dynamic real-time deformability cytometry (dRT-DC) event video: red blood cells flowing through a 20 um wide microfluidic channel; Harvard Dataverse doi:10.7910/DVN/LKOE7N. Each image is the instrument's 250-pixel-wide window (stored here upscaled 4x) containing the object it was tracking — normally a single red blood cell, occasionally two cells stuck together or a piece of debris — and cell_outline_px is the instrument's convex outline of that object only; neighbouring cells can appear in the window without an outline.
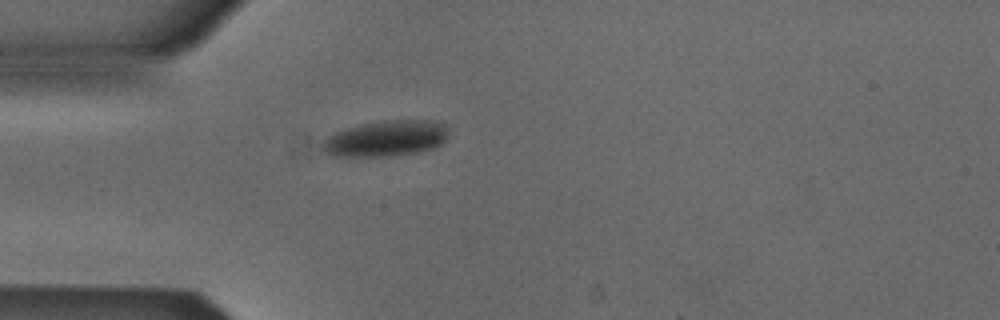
{"species": "Egyptian fruit bat (a non-hibernating species)", "species_latin": "Rousettus aegyptiacus", "temperature_condition": "cold", "stored_images_in_passage": 39, "camera_frame_rate_fps": 3000, "um_per_image_px": 0.085, "animal": {"sex": "male"}, "frame": {"image": 1, "passage_image": 1, "time_ms": 0.0, "image_size_px": [1000, 320], "cell_outline_px": [[448, 136], [440, 144], [432, 148], [416, 152], [380, 156], [332, 156], [320, 152], [320, 144], [328, 136], [336, 132], [360, 124], [384, 120], [440, 120], [448, 124]], "centroid_in_image_um": [32.8, 11.75], "position_along_channel_um": 52.2, "area_um2": 26.59}}
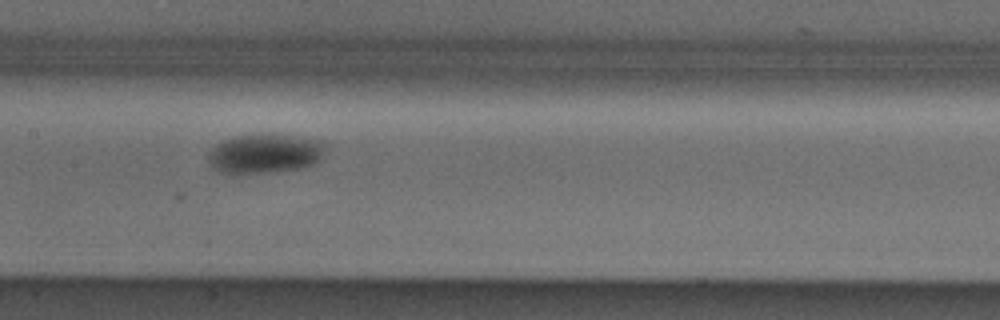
{"frame": {"image": 2, "passage_image": 12, "time_ms": 3.667, "image_size_px": [1000, 320], "cell_outline_px": [[328, 144], [320, 156], [312, 164], [296, 168], [236, 176], [228, 176], [212, 168], [208, 164], [208, 152], [216, 144], [224, 140], [236, 136], [260, 132], [272, 132], [324, 140]], "centroid_in_image_um": [22.44, 13.03], "position_along_channel_um": 185.0, "area_um2": 27.92}}
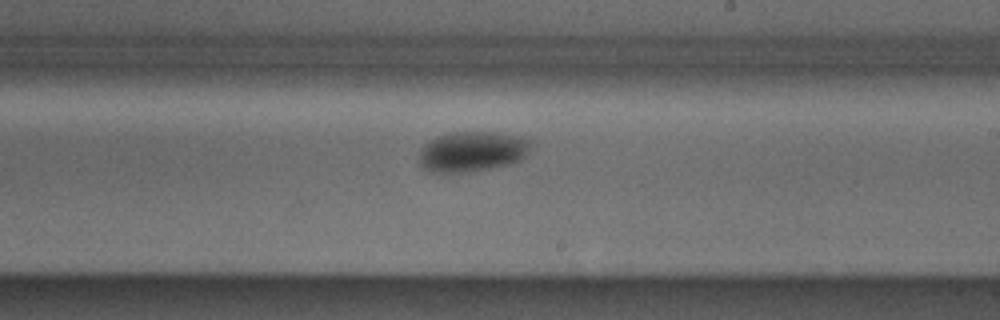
{"frame": {"image": 3, "passage_image": 17, "time_ms": 5.333, "image_size_px": [1000, 320], "cell_outline_px": [[532, 140], [528, 152], [520, 160], [508, 164], [492, 168], [468, 172], [428, 172], [420, 164], [420, 152], [424, 144], [436, 136], [448, 132], [496, 132], [520, 136]], "centroid_in_image_um": [40.13, 12.87], "position_along_channel_um": 248.9, "area_um2": 26.36}}